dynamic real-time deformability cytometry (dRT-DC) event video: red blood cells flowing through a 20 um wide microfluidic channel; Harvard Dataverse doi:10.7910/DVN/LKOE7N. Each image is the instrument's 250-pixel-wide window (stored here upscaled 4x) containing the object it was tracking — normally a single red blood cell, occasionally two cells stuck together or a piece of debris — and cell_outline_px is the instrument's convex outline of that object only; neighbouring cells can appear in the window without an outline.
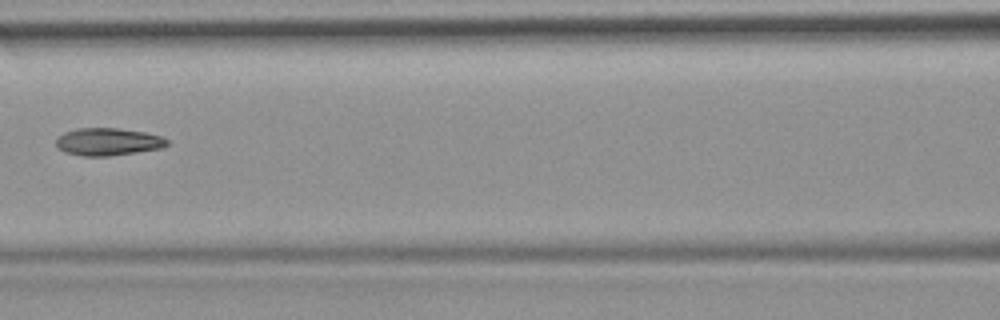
{"species": "common noctule bat (a hibernating species)", "species_latin": "Nyctalus noctula", "temperature_condition": "room temperature", "stored_images_in_passage": 7, "camera_frame_rate_fps": 3000, "um_per_image_px": 0.085, "animal": {"sex": "female", "body_mass_g": 19.9}, "frame": {"image": 1, "passage_image": 7, "time_ms": 2.0, "image_size_px": [1000, 320], "cell_outline_px": [[168, 144], [160, 148], [136, 152], [108, 156], [80, 156], [64, 152], [56, 148], [56, 140], [64, 132], [76, 128], [120, 128], [144, 132], [160, 136], [168, 140]], "centroid_in_image_um": [9.13, 12.05], "position_along_channel_um": 157.5, "area_um2": 17.8}}